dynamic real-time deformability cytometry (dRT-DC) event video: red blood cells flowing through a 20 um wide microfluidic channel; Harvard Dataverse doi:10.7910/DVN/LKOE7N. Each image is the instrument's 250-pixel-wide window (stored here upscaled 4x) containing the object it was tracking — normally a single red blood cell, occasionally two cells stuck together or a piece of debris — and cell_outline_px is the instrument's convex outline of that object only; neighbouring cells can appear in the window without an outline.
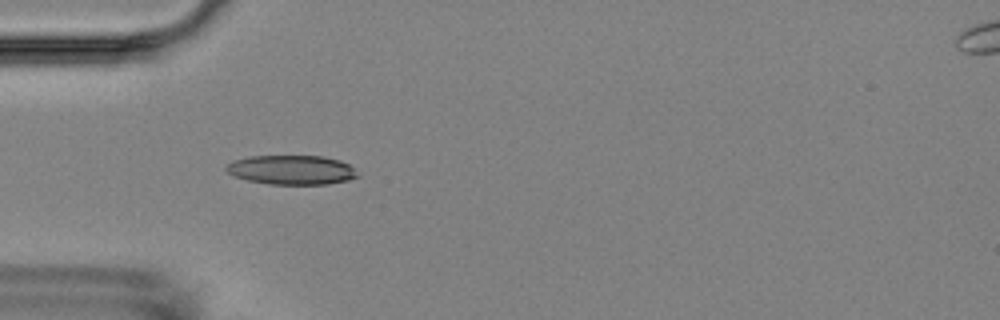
{"species": "Egyptian fruit bat (a non-hibernating species)", "species_latin": "Rousettus aegyptiacus", "temperature_condition": "room temperature", "stored_images_in_passage": 15, "camera_frame_rate_fps": 3000, "um_per_image_px": 0.085, "animal": {"sex": "female"}, "frame": {"image": 1, "passage_image": 5, "time_ms": 5.333, "image_size_px": [1000, 320], "cell_outline_px": [[360, 176], [348, 180], [328, 184], [268, 184], [248, 180], [236, 176], [228, 172], [224, 168], [232, 160], [248, 156], [320, 156], [340, 160], [348, 164]], "centroid_in_image_um": [24.77, 14.44], "position_along_channel_um": 60.2, "area_um2": 22.37}}
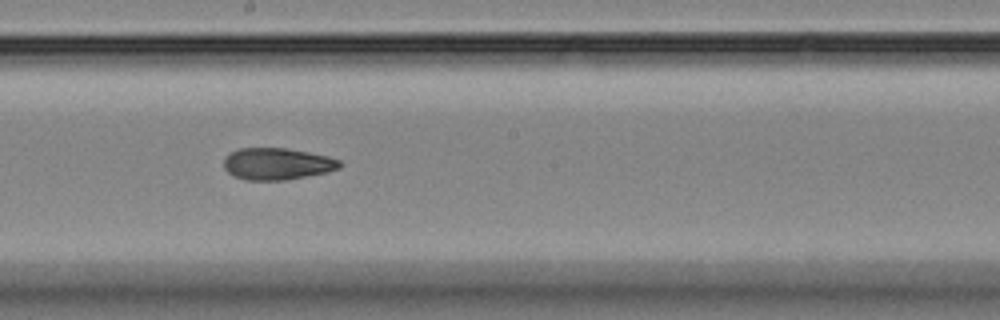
{"frame": {"image": 2, "passage_image": 9, "time_ms": 10.0, "image_size_px": [1000, 320], "cell_outline_px": [[344, 164], [340, 168], [328, 172], [288, 180], [244, 180], [232, 176], [224, 168], [224, 156], [228, 152], [240, 148], [288, 148], [328, 156], [340, 160]], "centroid_in_image_um": [23.55, 13.93], "position_along_channel_um": 224.6, "area_um2": 21.91}}
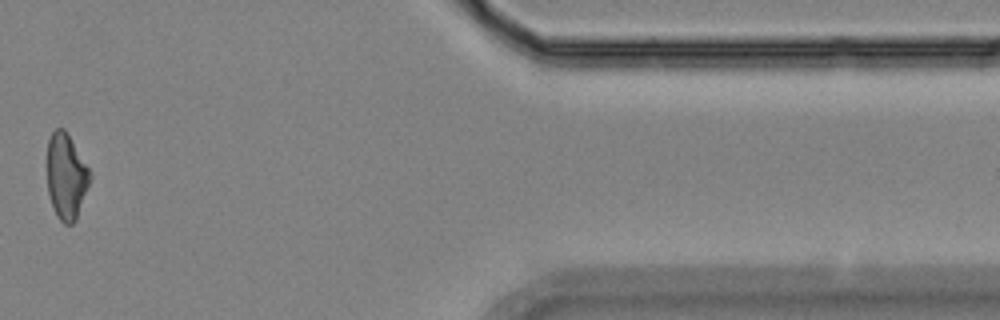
{"frame": {"image": 3, "passage_image": 14, "time_ms": 16.333, "image_size_px": [1000, 320], "cell_outline_px": [[92, 176], [76, 220], [72, 224], [64, 224], [56, 216], [48, 192], [48, 140], [52, 132], [56, 128], [64, 128], [88, 168]], "centroid_in_image_um": [5.63, 15.02], "position_along_channel_um": 405.8, "area_um2": 21.04}, "authors_computed_cell_mechanics": {"area_um2": 22.4264, "velocity_mm_per_s": 3.5701, "shape_relaxation_time_tau1_ms": null, "shape_relaxation_time_tau2_ms": 2.6871, "deformation_change_tau1": null, "deformation_change_tau2": 0.0866}}